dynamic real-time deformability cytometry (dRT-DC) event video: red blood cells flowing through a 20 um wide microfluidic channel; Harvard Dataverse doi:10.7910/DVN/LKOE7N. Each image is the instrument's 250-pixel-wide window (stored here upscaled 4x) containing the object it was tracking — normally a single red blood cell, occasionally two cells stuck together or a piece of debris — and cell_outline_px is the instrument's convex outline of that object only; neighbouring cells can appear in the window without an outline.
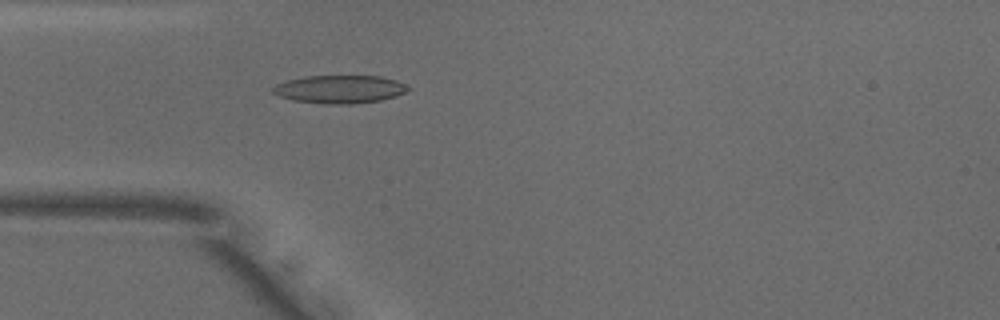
{"species": "common noctule bat (a hibernating species)", "species_latin": "Nyctalus noctula", "temperature_condition": "warm", "stored_images_in_passage": 26, "camera_frame_rate_fps": 3000, "um_per_image_px": 0.085, "animal": {"sex": "male", "body_mass_g": 18.8}, "frame": {"image": 1, "passage_image": 14, "time_ms": 4.333, "image_size_px": [1000, 320], "cell_outline_px": [[412, 88], [396, 96], [380, 100], [352, 104], [332, 104], [292, 100], [280, 96], [272, 92], [272, 88], [276, 84], [288, 80], [304, 76], [380, 76], [396, 80]], "centroid_in_image_um": [28.88, 7.58], "position_along_channel_um": 56.1, "area_um2": 21.96}}
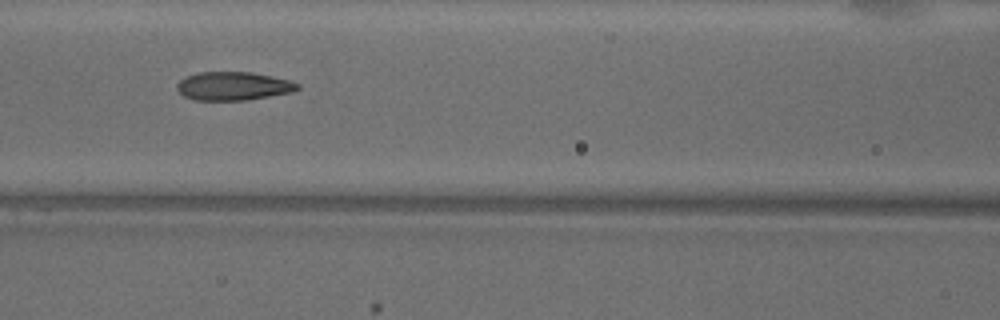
{"frame": {"image": 2, "passage_image": 21, "time_ms": 6.667, "image_size_px": [1000, 320], "cell_outline_px": [[300, 88], [292, 92], [244, 100], [192, 100], [184, 96], [176, 88], [176, 84], [180, 80], [196, 72], [252, 72], [272, 76], [288, 80], [300, 84]], "centroid_in_image_um": [19.81, 7.31], "position_along_channel_um": 146.8, "area_um2": 19.94}}
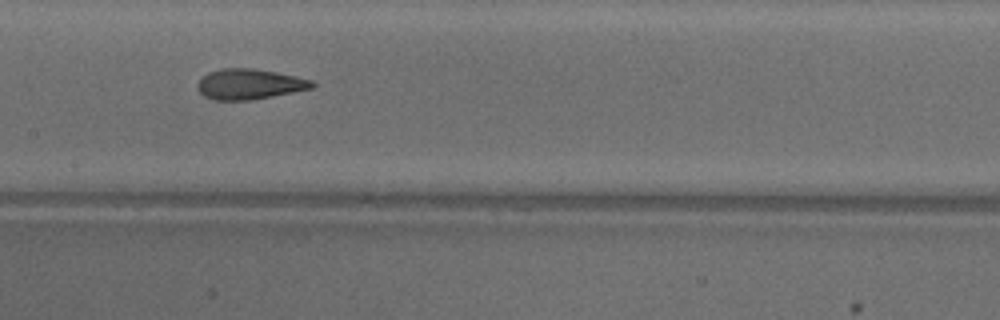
{"frame": {"image": 3, "passage_image": 24, "time_ms": 7.667, "image_size_px": [1000, 320], "cell_outline_px": [[316, 84], [312, 88], [252, 100], [212, 100], [204, 96], [200, 92], [196, 84], [208, 72], [220, 68], [252, 68], [276, 72], [296, 76], [312, 80]], "centroid_in_image_um": [21.19, 7.15], "position_along_channel_um": 186.2, "area_um2": 20.29}}